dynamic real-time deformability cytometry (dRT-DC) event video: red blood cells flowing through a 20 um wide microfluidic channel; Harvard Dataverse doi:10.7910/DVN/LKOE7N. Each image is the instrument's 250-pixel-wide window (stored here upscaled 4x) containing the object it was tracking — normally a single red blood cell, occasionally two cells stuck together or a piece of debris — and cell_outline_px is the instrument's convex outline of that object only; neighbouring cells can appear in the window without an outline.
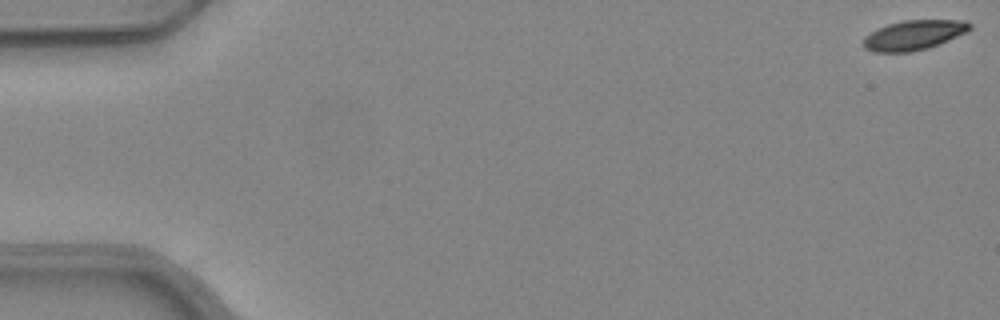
{"species": "common noctule bat (a hibernating species)", "species_latin": "Nyctalus noctula", "temperature_condition": "warm", "stored_images_in_passage": 53, "camera_frame_rate_fps": 3000, "um_per_image_px": 0.085, "animal": {"sex": "female", "body_mass_g": 24.6, "forearm_length_mm": 56.2}, "frame": {"image": 1, "passage_image": 1, "time_ms": 0.0, "image_size_px": [1000, 320], "cell_outline_px": [[972, 28], [956, 36], [928, 48], [912, 52], [872, 52], [864, 48], [864, 36], [888, 24], [904, 20], [964, 20], [972, 24]], "centroid_in_image_um": [77.66, 2.98], "position_along_channel_um": 7.3, "area_um2": 18.21}}
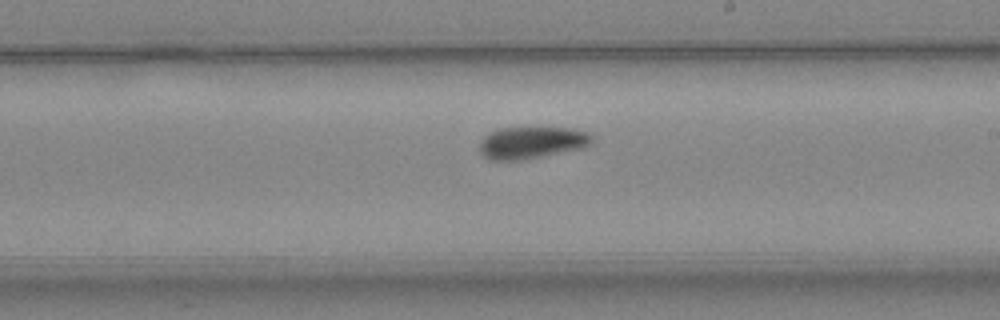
{"frame": {"image": 2, "passage_image": 31, "time_ms": 10.0, "image_size_px": [1000, 320], "cell_outline_px": [[592, 140], [584, 148], [544, 156], [520, 160], [488, 160], [480, 152], [480, 140], [484, 136], [492, 132], [504, 128], [572, 128], [588, 132], [592, 136]], "centroid_in_image_um": [45.2, 12.13], "position_along_channel_um": 243.8, "area_um2": 20.87}}
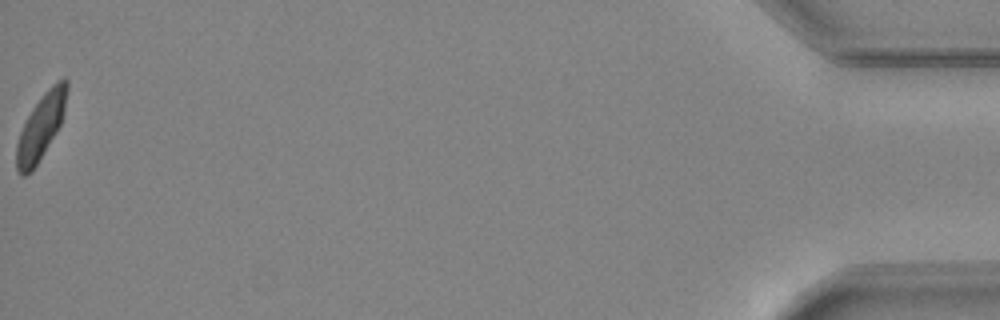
{"frame": {"image": 3, "passage_image": 53, "time_ms": 17.333, "image_size_px": [1000, 320], "cell_outline_px": [[68, 88], [64, 112], [60, 124], [56, 132], [32, 172], [24, 176], [20, 176], [16, 172], [16, 144], [20, 132], [32, 108], [44, 92], [56, 80], [64, 76], [68, 80]], "centroid_in_image_um": [3.48, 10.76], "position_along_channel_um": 431.7, "area_um2": 19.25}, "authors_computed_cell_mechanics": {"area_um2": 20.3456, "velocity_mm_per_s": 3.9618, "shape_relaxation_time_tau1_ms": 4.1773, "shape_relaxation_time_tau2_ms": 4.2799, "deformation_change_tau1": 0.1263, "deformation_change_tau2": 0.0826}}